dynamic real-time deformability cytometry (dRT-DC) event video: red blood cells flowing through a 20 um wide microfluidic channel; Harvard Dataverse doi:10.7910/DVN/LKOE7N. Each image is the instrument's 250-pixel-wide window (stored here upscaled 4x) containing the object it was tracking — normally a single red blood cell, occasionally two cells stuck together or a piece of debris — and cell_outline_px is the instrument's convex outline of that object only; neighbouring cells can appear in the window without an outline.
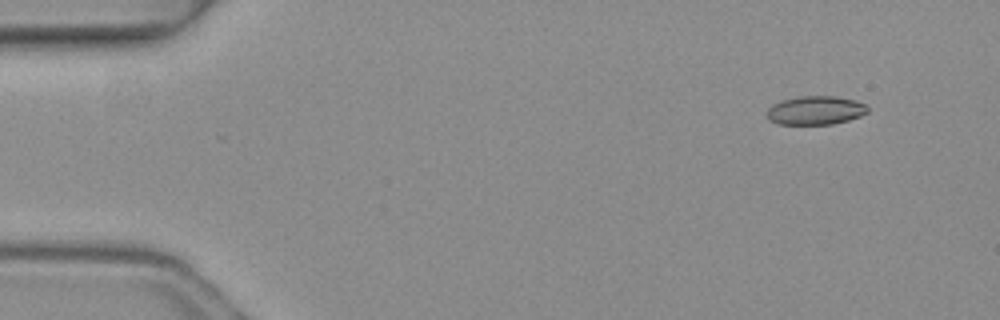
{"species": "common noctule bat (a hibernating species)", "species_latin": "Nyctalus noctula", "temperature_condition": "warm", "stored_images_in_passage": 7, "camera_frame_rate_fps": 3000, "um_per_image_px": 0.085, "animal": {"sex": "female", "body_mass_g": 19.3, "forearm_length_mm": 54.1}, "frame": {"image": 1, "passage_image": 2, "time_ms": 0.333, "image_size_px": [1000, 320], "cell_outline_px": [[868, 112], [860, 116], [848, 120], [832, 124], [776, 124], [768, 120], [764, 112], [772, 104], [780, 100], [800, 96], [836, 96], [856, 100], [864, 104], [868, 108]], "centroid_in_image_um": [69.26, 9.38], "position_along_channel_um": 15.7, "area_um2": 17.11}}
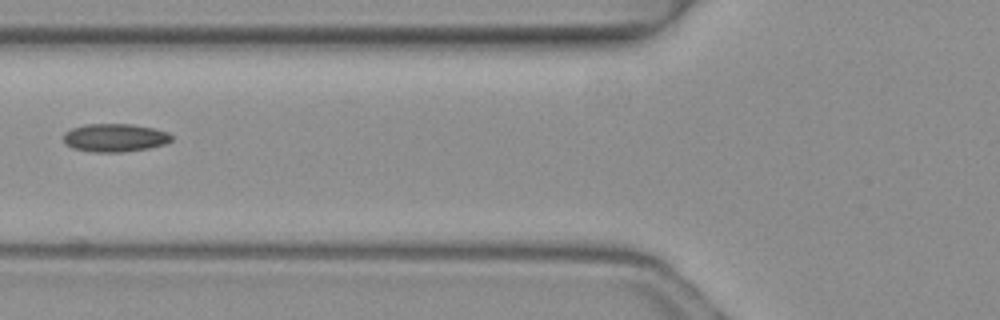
{"frame": {"image": 2, "passage_image": 6, "time_ms": 1.667, "image_size_px": [1000, 320], "cell_outline_px": [[172, 140], [164, 144], [148, 148], [124, 152], [92, 152], [72, 148], [64, 144], [64, 132], [72, 128], [84, 124], [132, 124], [152, 128], [168, 132], [172, 136]], "centroid_in_image_um": [9.73, 11.71], "position_along_channel_um": 116.1, "area_um2": 17.8}}
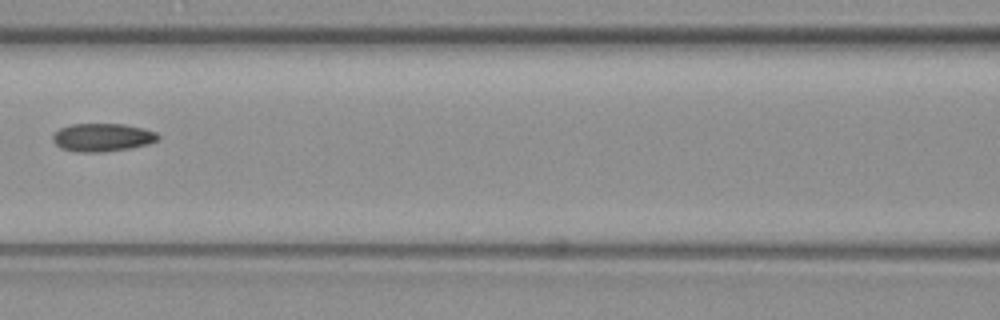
{"frame": {"image": 3, "passage_image": 7, "time_ms": 2.0, "image_size_px": [1000, 320], "cell_outline_px": [[160, 140], [148, 144], [132, 148], [104, 152], [76, 152], [60, 148], [52, 140], [52, 136], [60, 128], [72, 124], [124, 124], [144, 128], [156, 132], [160, 136]], "centroid_in_image_um": [8.73, 11.68], "position_along_channel_um": 157.9, "area_um2": 17.46}}